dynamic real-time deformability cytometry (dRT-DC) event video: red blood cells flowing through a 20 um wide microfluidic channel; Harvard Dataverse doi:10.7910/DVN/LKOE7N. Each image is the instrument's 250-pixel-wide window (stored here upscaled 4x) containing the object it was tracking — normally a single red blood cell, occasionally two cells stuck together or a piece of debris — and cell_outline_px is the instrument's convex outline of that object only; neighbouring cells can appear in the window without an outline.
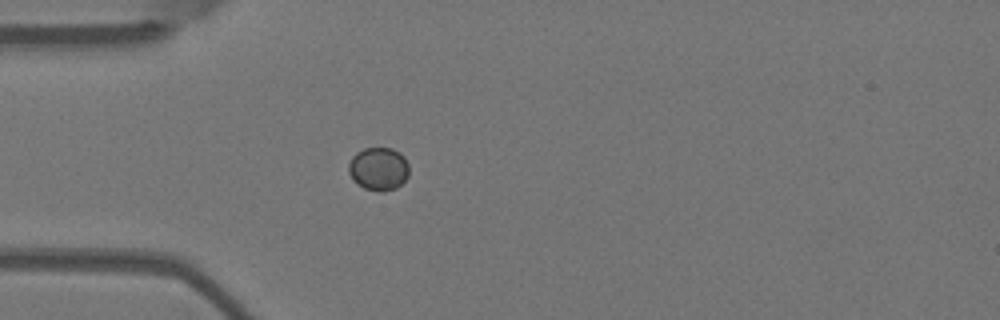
{"species": "Egyptian fruit bat (a non-hibernating species)", "species_latin": "Rousettus aegyptiacus", "temperature_condition": "warm", "stored_images_in_passage": 1, "camera_frame_rate_fps": 3000, "um_per_image_px": 0.085, "animal": {"sex": "female"}, "frame": {"image": 1, "passage_image": 1, "time_ms": 0.0, "image_size_px": [1000, 320], "cell_outline_px": [[408, 176], [396, 188], [384, 192], [380, 192], [364, 188], [352, 180], [348, 172], [348, 164], [352, 156], [356, 152], [364, 148], [392, 148], [400, 152], [404, 156], [408, 164]], "centroid_in_image_um": [32.16, 14.35], "position_along_channel_um": 52.8, "area_um2": 15.37}}